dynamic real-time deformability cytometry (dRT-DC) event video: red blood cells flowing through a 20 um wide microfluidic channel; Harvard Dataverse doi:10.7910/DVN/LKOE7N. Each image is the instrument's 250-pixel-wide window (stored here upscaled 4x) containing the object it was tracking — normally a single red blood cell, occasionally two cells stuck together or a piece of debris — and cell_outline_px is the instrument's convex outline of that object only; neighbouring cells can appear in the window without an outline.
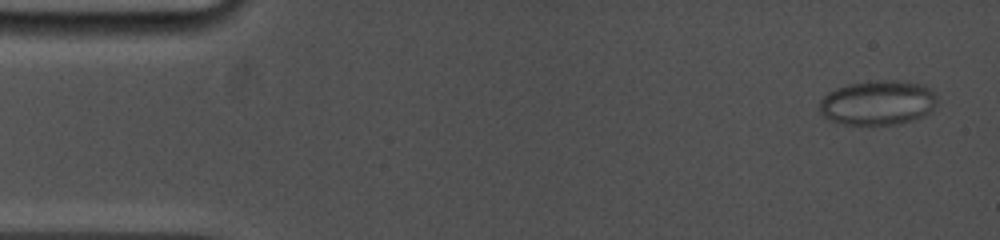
{"species": "common noctule bat (a hibernating species)", "species_latin": "Nyctalus noctula", "temperature_condition": "cold", "stored_images_in_passage": 8, "camera_frame_rate_fps": 5000, "um_per_image_px": 0.085, "animal": {"sex": "female", "body_mass_g": 19.0, "forearm_length_mm": 53.3}, "frame": {"image": 1, "passage_image": 2, "time_ms": 0.6, "image_size_px": [1000, 240], "cell_outline_px": [[936, 104], [924, 116], [912, 120], [896, 124], [840, 124], [828, 120], [820, 112], [820, 100], [828, 92], [836, 88], [848, 84], [868, 80], [904, 80], [924, 84], [936, 96]], "centroid_in_image_um": [74.59, 8.71], "position_along_channel_um": 10.4, "area_um2": 30.81}}
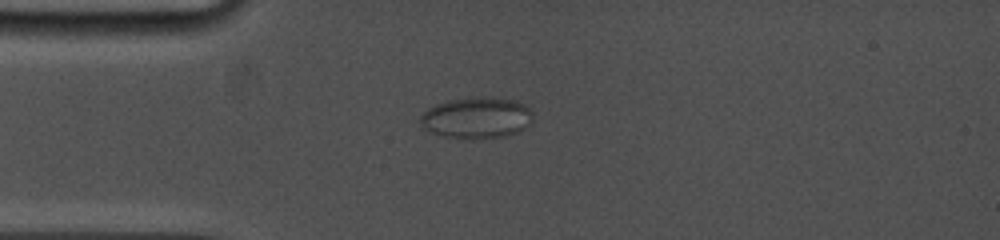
{"frame": {"image": 2, "passage_image": 6, "time_ms": 4.2, "image_size_px": [1000, 240], "cell_outline_px": [[532, 120], [524, 128], [508, 136], [472, 140], [468, 140], [444, 136], [432, 132], [420, 124], [420, 116], [428, 108], [436, 104], [448, 100], [472, 96], [488, 96], [516, 100], [524, 104], [532, 112]], "centroid_in_image_um": [40.52, 10.01], "position_along_channel_um": 44.5, "area_um2": 27.51}}
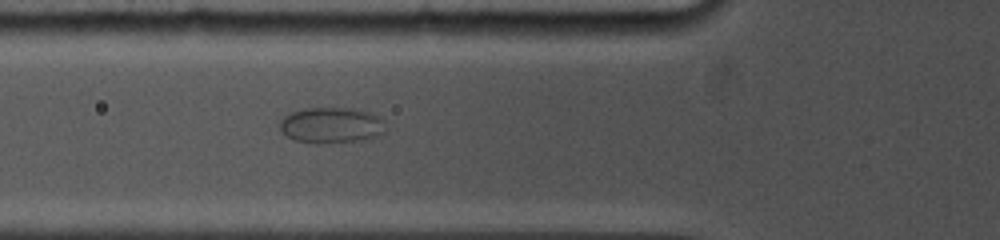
{"frame": {"image": 3, "passage_image": 8, "time_ms": 6.0, "image_size_px": [1000, 240], "cell_outline_px": [[384, 132], [380, 136], [368, 140], [320, 144], [316, 144], [296, 140], [288, 136], [280, 128], [280, 120], [284, 116], [292, 112], [304, 108], [352, 108], [368, 112], [384, 120]], "centroid_in_image_um": [28.19, 10.66], "position_along_channel_um": 97.6, "area_um2": 22.25}}